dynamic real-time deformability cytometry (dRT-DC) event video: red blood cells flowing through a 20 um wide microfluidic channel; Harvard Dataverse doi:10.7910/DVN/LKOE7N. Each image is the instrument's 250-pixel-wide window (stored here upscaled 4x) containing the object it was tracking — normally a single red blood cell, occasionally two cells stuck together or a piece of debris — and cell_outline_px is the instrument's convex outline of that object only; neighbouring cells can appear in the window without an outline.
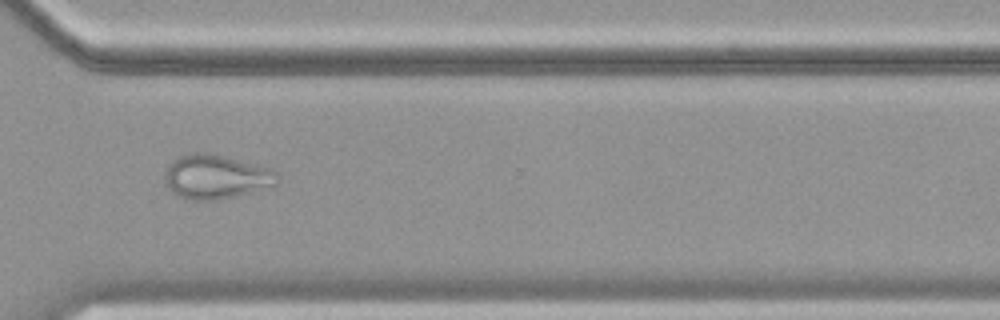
{"species": "common noctule bat (a hibernating species)", "species_latin": "Nyctalus noctula", "temperature_condition": "cold", "stored_images_in_passage": 52, "camera_frame_rate_fps": 3000, "um_per_image_px": 0.085, "animal": {"sex": "female", "body_mass_g": 19.9}, "frame": {"image": 1, "passage_image": 38, "time_ms": 12.333, "image_size_px": [1000, 320], "cell_outline_px": [[280, 180], [276, 184], [248, 192], [216, 200], [192, 200], [176, 196], [164, 184], [164, 172], [168, 164], [172, 160], [188, 152], [212, 152], [272, 168], [276, 172]], "centroid_in_image_um": [18.3, 14.99], "position_along_channel_um": 352.3, "area_um2": 29.36}}
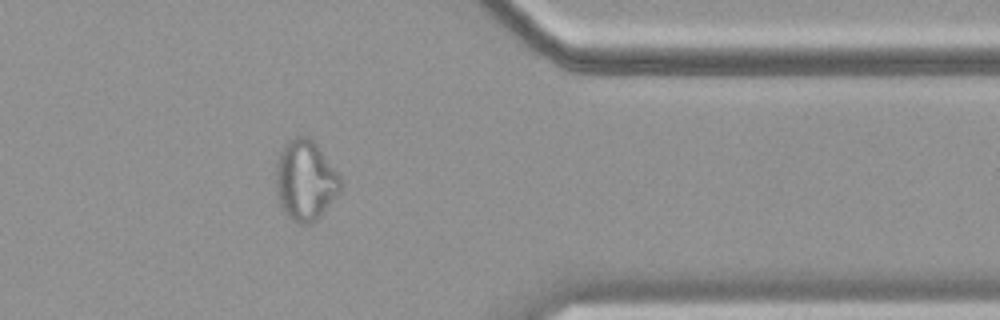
{"frame": {"image": 2, "passage_image": 42, "time_ms": 13.667, "image_size_px": [1000, 320], "cell_outline_px": [[340, 192], [320, 216], [312, 224], [300, 224], [292, 220], [284, 212], [280, 204], [276, 184], [276, 164], [280, 152], [284, 144], [288, 140], [296, 136], [308, 136], [316, 144], [340, 176]], "centroid_in_image_um": [25.94, 15.34], "position_along_channel_um": 385.5, "area_um2": 30.0}}
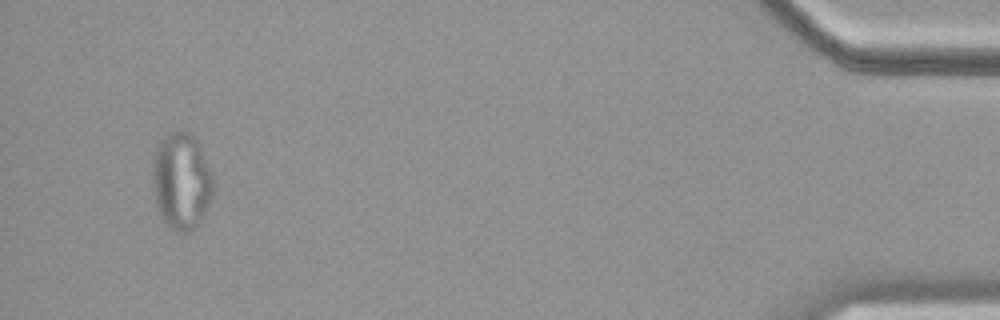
{"frame": {"image": 3, "passage_image": 50, "time_ms": 16.333, "image_size_px": [1000, 320], "cell_outline_px": [[212, 196], [200, 220], [192, 228], [184, 232], [176, 232], [164, 220], [156, 208], [152, 184], [152, 168], [156, 152], [160, 140], [168, 132], [188, 132], [196, 140], [200, 148], [212, 176]], "centroid_in_image_um": [15.38, 15.39], "position_along_channel_um": 419.8, "area_um2": 33.47}}